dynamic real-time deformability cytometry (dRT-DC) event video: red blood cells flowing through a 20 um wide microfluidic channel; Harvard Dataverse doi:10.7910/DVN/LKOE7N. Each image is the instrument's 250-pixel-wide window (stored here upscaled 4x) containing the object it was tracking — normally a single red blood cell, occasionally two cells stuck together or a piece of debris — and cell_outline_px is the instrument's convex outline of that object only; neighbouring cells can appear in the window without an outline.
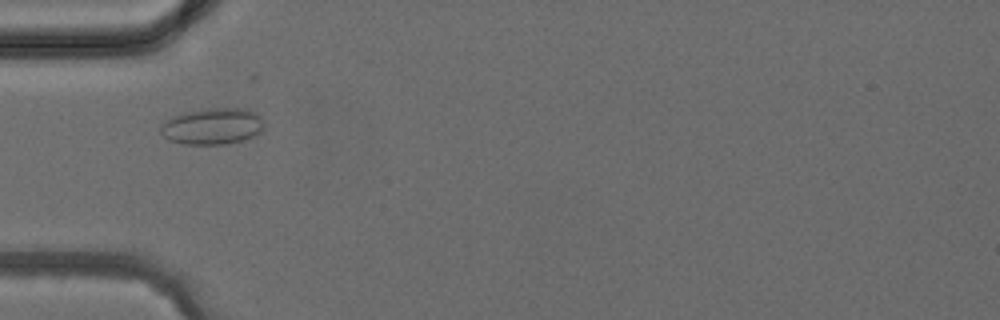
{"species": "common noctule bat (a hibernating species)", "species_latin": "Nyctalus noctula", "temperature_condition": "cold", "stored_images_in_passage": 3, "camera_frame_rate_fps": 3000, "um_per_image_px": 0.085, "animal": {"sex": "female", "body_mass_g": 24.6, "forearm_length_mm": 56.2}, "frame": {"image": 1, "passage_image": 3, "time_ms": 2.333, "image_size_px": [1000, 320], "cell_outline_px": [[264, 128], [256, 136], [244, 140], [224, 144], [184, 144], [168, 140], [160, 132], [160, 128], [164, 120], [188, 112], [208, 108], [240, 108], [256, 112], [264, 120]], "centroid_in_image_um": [18.1, 10.74], "position_along_channel_um": 66.9, "area_um2": 22.02}}